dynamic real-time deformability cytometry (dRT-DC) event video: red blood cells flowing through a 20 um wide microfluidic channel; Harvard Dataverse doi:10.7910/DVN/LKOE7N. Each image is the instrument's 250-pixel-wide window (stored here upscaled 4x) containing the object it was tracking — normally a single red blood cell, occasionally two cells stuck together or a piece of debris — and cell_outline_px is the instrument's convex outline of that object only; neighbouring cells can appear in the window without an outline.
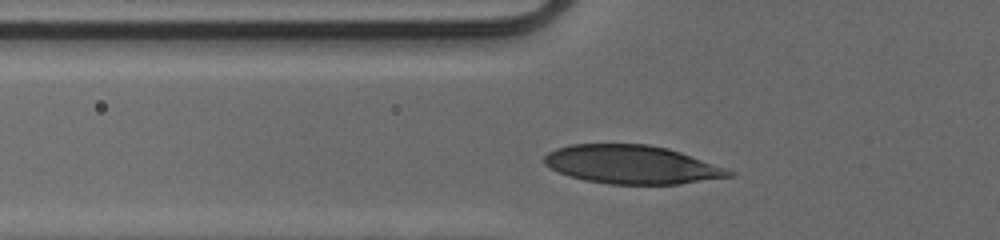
{"species": "human", "species_latin": "Homo sapiens", "temperature_condition": "cold", "stored_images_in_passage": 30, "camera_frame_rate_fps": 3000, "um_per_image_px": 0.085, "donor": {"sex": "male"}, "frame": {"image": 1, "passage_image": 6, "time_ms": 1.667, "image_size_px": [1000, 240], "cell_outline_px": [[736, 176], [680, 184], [608, 184], [584, 180], [560, 172], [544, 164], [544, 156], [548, 152], [556, 148], [572, 144], [648, 144], [668, 148], [680, 152], [736, 172]], "centroid_in_image_um": [53.72, 13.99], "position_along_channel_um": 72.1, "area_um2": 41.33}}
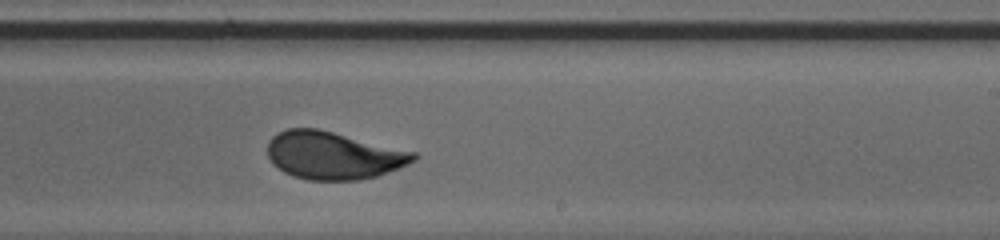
{"frame": {"image": 2, "passage_image": 20, "time_ms": 6.333, "image_size_px": [1000, 240], "cell_outline_px": [[420, 156], [416, 160], [400, 168], [376, 176], [360, 180], [308, 180], [292, 176], [284, 172], [272, 164], [268, 156], [268, 140], [272, 136], [288, 128], [316, 128], [416, 152]], "centroid_in_image_um": [28.33, 13.22], "position_along_channel_um": 260.7, "area_um2": 40.63}}
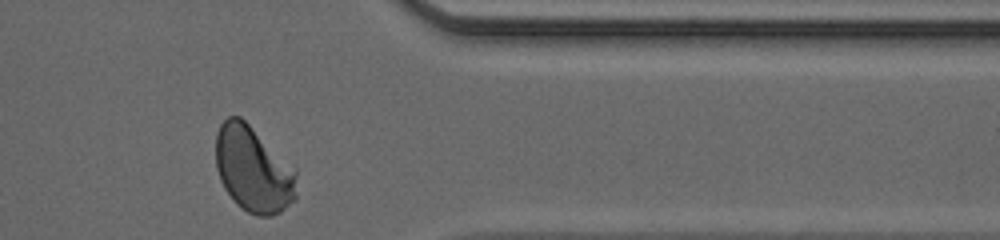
{"frame": {"image": 3, "passage_image": 30, "time_ms": 9.667, "image_size_px": [1000, 240], "cell_outline_px": [[296, 200], [280, 212], [272, 216], [256, 216], [248, 212], [236, 204], [224, 188], [220, 180], [216, 168], [216, 132], [220, 124], [228, 116], [240, 116], [296, 168]], "centroid_in_image_um": [21.53, 14.4], "position_along_channel_um": 389.9, "area_um2": 40.75}, "authors_computed_cell_mechanics": {"area_um2": 40.6912, "velocity_mm_per_s": 4.1163, "shape_relaxation_time_tau1_ms": 4.0466, "shape_relaxation_time_tau2_ms": null, "deformation_change_tau1": 0.1726, "deformation_change_tau2": null}}